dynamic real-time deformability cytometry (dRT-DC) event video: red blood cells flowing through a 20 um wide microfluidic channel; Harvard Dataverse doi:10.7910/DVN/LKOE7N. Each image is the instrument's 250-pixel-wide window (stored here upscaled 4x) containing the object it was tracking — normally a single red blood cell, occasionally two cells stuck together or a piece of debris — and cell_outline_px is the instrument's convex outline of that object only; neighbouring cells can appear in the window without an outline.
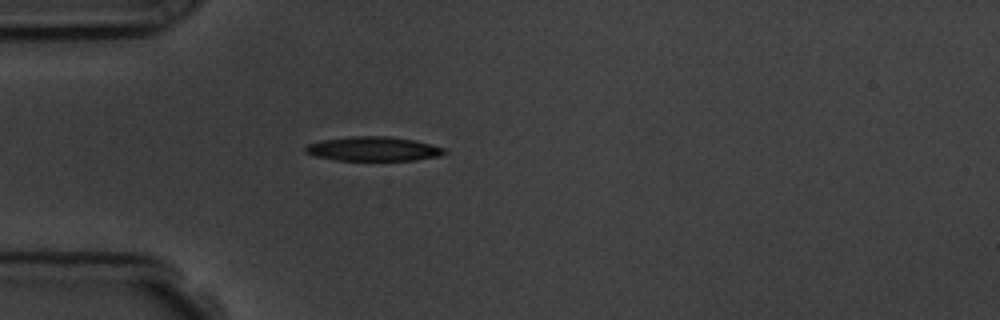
{"species": "common noctule bat (a hibernating species)", "species_latin": "Nyctalus noctula", "temperature_condition": "room temperature", "stored_images_in_passage": 1, "camera_frame_rate_fps": 3000, "um_per_image_px": 0.085, "animal": {"sex": "male", "body_mass_g": 19.5, "forearm_length_mm": 54.6}, "frame": {"image": 1, "passage_image": 1, "time_ms": 0.0, "image_size_px": [1000, 320], "cell_outline_px": [[448, 152], [440, 156], [416, 160], [336, 160], [316, 156], [304, 152], [304, 148], [308, 144], [320, 140], [352, 136], [388, 136], [412, 140], [444, 148]], "centroid_in_image_um": [31.71, 12.65], "position_along_channel_um": 53.3, "area_um2": 19.59}}